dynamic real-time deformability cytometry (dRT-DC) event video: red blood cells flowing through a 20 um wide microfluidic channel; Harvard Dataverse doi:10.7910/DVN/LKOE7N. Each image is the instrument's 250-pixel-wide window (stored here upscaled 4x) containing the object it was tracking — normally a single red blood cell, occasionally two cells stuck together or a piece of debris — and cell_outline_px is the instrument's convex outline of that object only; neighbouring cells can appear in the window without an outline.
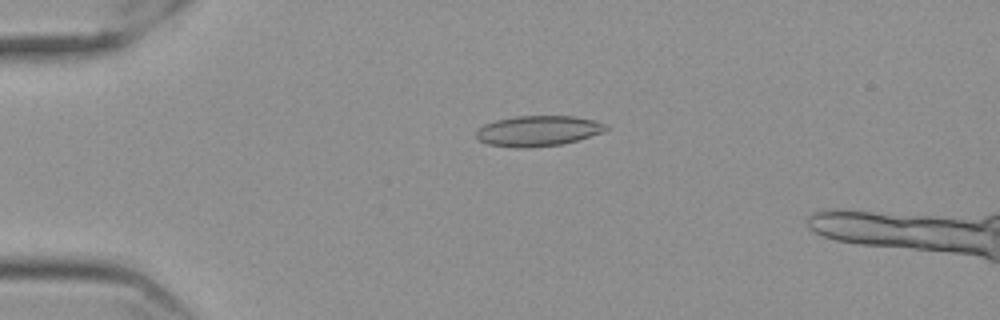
{"species": "Egyptian fruit bat (a non-hibernating species)", "species_latin": "Rousettus aegyptiacus", "temperature_condition": "cold", "stored_images_in_passage": 56, "camera_frame_rate_fps": 3000, "um_per_image_px": 0.085, "frame": {"image": 1, "passage_image": 14, "time_ms": 4.333, "image_size_px": [1000, 320], "cell_outline_px": [[608, 128], [604, 132], [576, 140], [560, 144], [528, 148], [516, 148], [488, 144], [480, 140], [476, 136], [476, 132], [484, 124], [496, 120], [516, 116], [576, 116], [596, 120], [608, 124]], "centroid_in_image_um": [45.77, 11.12], "position_along_channel_um": 39.2, "area_um2": 23.06}}
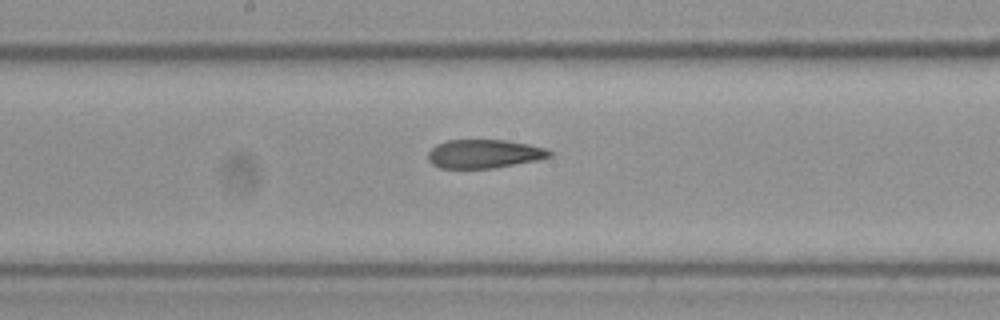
{"frame": {"image": 2, "passage_image": 31, "time_ms": 10.0, "image_size_px": [1000, 320], "cell_outline_px": [[552, 156], [536, 160], [492, 168], [440, 168], [432, 164], [428, 160], [428, 152], [436, 144], [448, 140], [504, 140], [528, 144], [544, 148], [552, 152]], "centroid_in_image_um": [41.11, 13.07], "position_along_channel_um": 207.1, "area_um2": 20.11}}
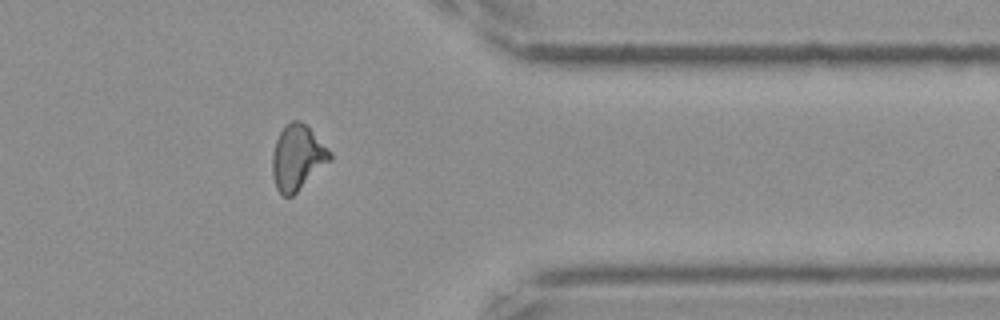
{"frame": {"image": 3, "passage_image": 47, "time_ms": 15.333, "image_size_px": [1000, 320], "cell_outline_px": [[332, 160], [292, 196], [284, 196], [276, 188], [272, 176], [272, 156], [276, 140], [284, 124], [292, 120], [300, 120], [332, 152]], "centroid_in_image_um": [25.28, 13.39], "position_along_channel_um": 386.1, "area_um2": 21.79}}